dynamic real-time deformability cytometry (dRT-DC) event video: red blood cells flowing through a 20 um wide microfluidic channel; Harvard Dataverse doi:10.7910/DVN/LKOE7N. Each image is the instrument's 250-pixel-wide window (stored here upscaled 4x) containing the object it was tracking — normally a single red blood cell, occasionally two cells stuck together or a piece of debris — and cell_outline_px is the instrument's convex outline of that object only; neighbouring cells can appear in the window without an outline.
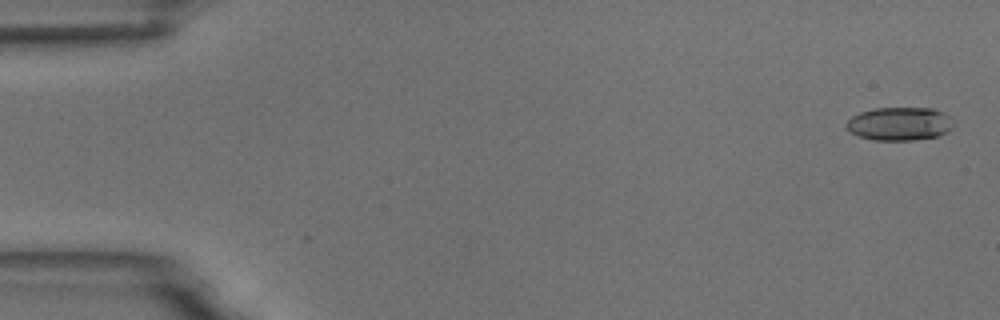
{"species": "common noctule bat (a hibernating species)", "species_latin": "Nyctalus noctula", "temperature_condition": "room temperature", "stored_images_in_passage": 3, "camera_frame_rate_fps": 3000, "um_per_image_px": 0.085, "animal": {"sex": "male", "body_mass_g": 18.8}, "frame": {"image": 1, "passage_image": 1, "time_ms": 0.0, "image_size_px": [1000, 320], "cell_outline_px": [[952, 128], [948, 132], [936, 136], [912, 140], [872, 140], [848, 132], [844, 124], [852, 116], [860, 112], [872, 108], [932, 108], [948, 116]], "centroid_in_image_um": [76.38, 10.52], "position_along_channel_um": 8.6, "area_um2": 20.69}}